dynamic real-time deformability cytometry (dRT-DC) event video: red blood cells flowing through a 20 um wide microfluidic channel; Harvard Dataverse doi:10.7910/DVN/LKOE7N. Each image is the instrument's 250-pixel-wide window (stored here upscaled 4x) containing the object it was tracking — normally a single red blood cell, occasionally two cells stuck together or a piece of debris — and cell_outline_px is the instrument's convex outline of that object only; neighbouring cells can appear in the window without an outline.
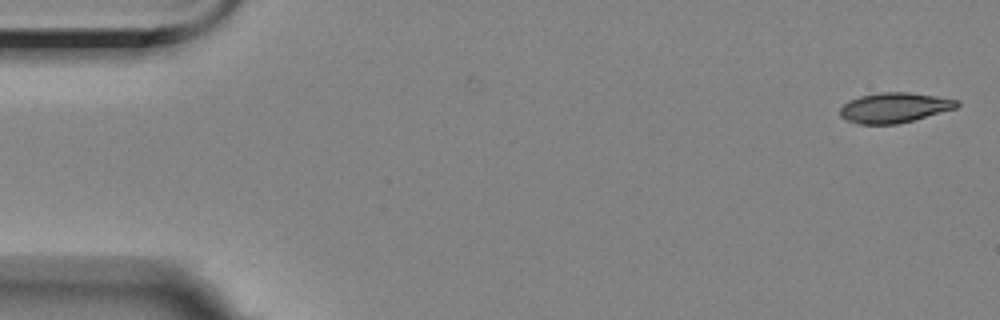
{"species": "Egyptian fruit bat (a non-hibernating species)", "species_latin": "Rousettus aegyptiacus", "temperature_condition": "room temperature", "stored_images_in_passage": 5, "camera_frame_rate_fps": 3000, "um_per_image_px": 0.085, "animal": {"sex": "female"}, "frame": {"image": 1, "passage_image": 1, "time_ms": 0.0, "image_size_px": [1000, 320], "cell_outline_px": [[960, 104], [956, 108], [912, 120], [896, 124], [860, 124], [844, 120], [840, 116], [840, 108], [848, 100], [860, 96], [884, 92], [908, 92], [936, 96], [960, 100]], "centroid_in_image_um": [76.0, 9.15], "position_along_channel_um": 9.0, "area_um2": 20.4}}
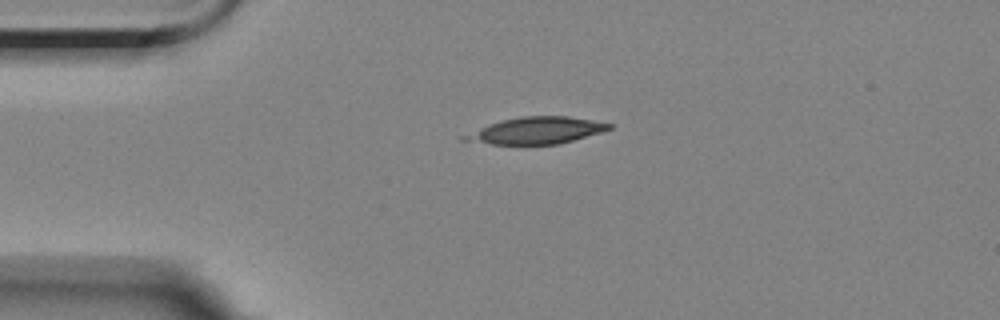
{"frame": {"image": 2, "passage_image": 4, "time_ms": 3.667, "image_size_px": [1000, 320], "cell_outline_px": [[612, 128], [600, 132], [560, 144], [492, 144], [460, 140], [460, 136], [488, 124], [520, 116], [568, 116], [612, 124]], "centroid_in_image_um": [45.54, 11.1], "position_along_channel_um": 39.5, "area_um2": 22.31}}